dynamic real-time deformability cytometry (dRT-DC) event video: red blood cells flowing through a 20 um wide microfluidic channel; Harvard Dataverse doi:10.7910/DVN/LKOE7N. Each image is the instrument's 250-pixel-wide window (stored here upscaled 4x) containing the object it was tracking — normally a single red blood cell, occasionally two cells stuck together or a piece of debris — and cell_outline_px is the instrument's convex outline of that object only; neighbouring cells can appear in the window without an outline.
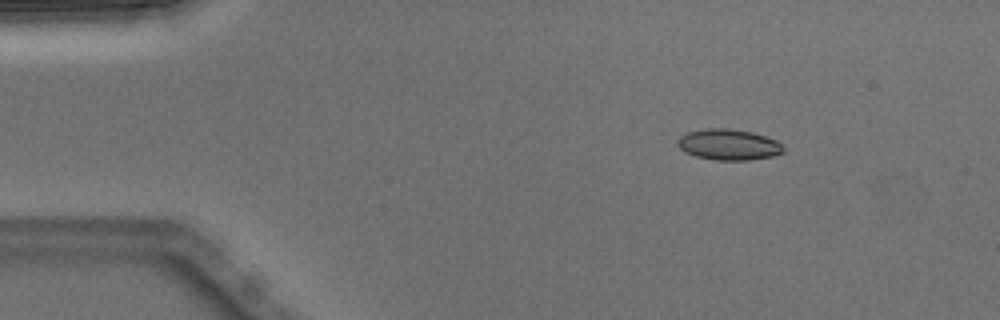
{"species": "Egyptian fruit bat (a non-hibernating species)", "species_latin": "Rousettus aegyptiacus", "temperature_condition": "warm", "stored_images_in_passage": 3, "camera_frame_rate_fps": 3000, "um_per_image_px": 0.085, "animal": {"sex": "male"}, "frame": {"image": 1, "passage_image": 1, "time_ms": 0.0, "image_size_px": [1000, 320], "cell_outline_px": [[784, 152], [772, 156], [748, 160], [712, 160], [696, 156], [684, 152], [676, 144], [676, 140], [680, 136], [688, 132], [708, 128], [728, 128], [752, 132], [776, 140], [784, 148]], "centroid_in_image_um": [61.9, 12.29], "position_along_channel_um": 23.1, "area_um2": 19.07}}